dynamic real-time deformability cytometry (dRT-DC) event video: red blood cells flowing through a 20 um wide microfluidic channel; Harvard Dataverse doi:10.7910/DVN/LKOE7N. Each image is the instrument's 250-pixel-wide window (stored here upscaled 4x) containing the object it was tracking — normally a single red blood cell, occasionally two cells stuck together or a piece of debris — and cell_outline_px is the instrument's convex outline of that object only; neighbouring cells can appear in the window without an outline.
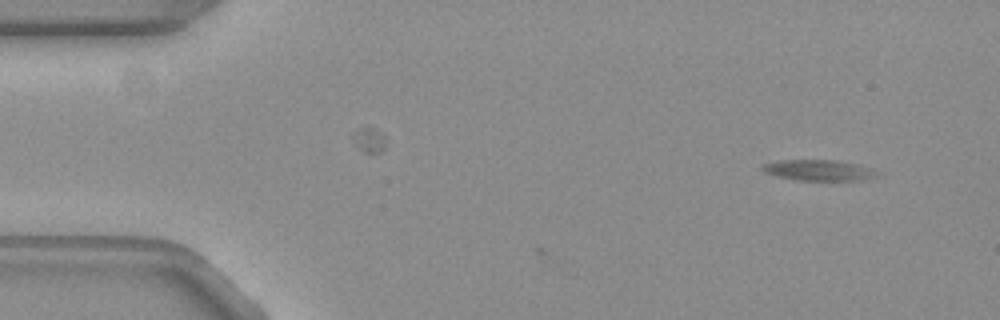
{"species": "common noctule bat (a hibernating species)", "species_latin": "Nyctalus noctula", "temperature_condition": "warm", "stored_images_in_passage": 51, "camera_frame_rate_fps": 3000, "um_per_image_px": 0.085, "animal": {"sex": "female", "body_mass_g": 19.3, "forearm_length_mm": 54.1}, "frame": {"image": 1, "passage_image": 1, "time_ms": 0.0, "image_size_px": [1000, 320], "cell_outline_px": [[872, 176], [860, 180], [796, 180], [776, 176], [764, 172], [760, 168], [764, 164], [780, 160], [832, 160], [852, 164], [864, 168], [872, 172]], "centroid_in_image_um": [69.36, 14.47], "position_along_channel_um": 15.6, "area_um2": 13.12}}
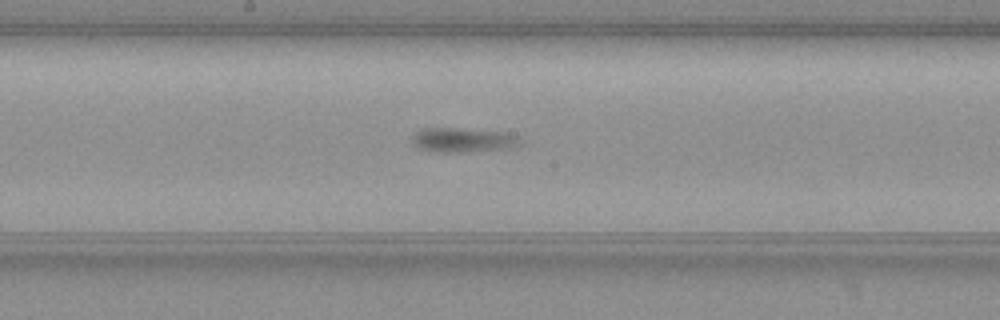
{"frame": {"image": 2, "passage_image": 25, "time_ms": 8.0, "image_size_px": [1000, 320], "cell_outline_px": [[520, 144], [512, 148], [460, 152], [436, 152], [420, 148], [412, 140], [412, 136], [416, 132], [424, 128], [456, 128], [504, 132], [520, 136]], "centroid_in_image_um": [39.39, 11.9], "position_along_channel_um": 208.8, "area_um2": 15.26}}
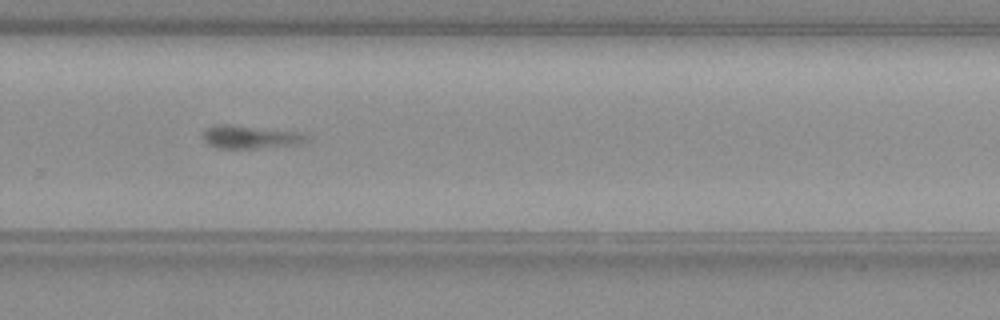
{"frame": {"image": 3, "passage_image": 33, "time_ms": 10.667, "image_size_px": [1000, 320], "cell_outline_px": [[308, 136], [304, 140], [296, 144], [248, 148], [216, 148], [208, 144], [204, 140], [204, 132], [208, 128], [220, 124], [228, 124], [296, 132]], "centroid_in_image_um": [21.18, 11.64], "position_along_channel_um": 308.6, "area_um2": 13.24}, "authors_computed_cell_mechanics": {"area_um2": 13.3518, "velocity_mm_per_s": 3.7678, "shape_relaxation_time_tau1_ms": 1.2463, "shape_relaxation_time_tau2_ms": null, "deformation_change_tau1": 0.1419, "deformation_change_tau2": null}}